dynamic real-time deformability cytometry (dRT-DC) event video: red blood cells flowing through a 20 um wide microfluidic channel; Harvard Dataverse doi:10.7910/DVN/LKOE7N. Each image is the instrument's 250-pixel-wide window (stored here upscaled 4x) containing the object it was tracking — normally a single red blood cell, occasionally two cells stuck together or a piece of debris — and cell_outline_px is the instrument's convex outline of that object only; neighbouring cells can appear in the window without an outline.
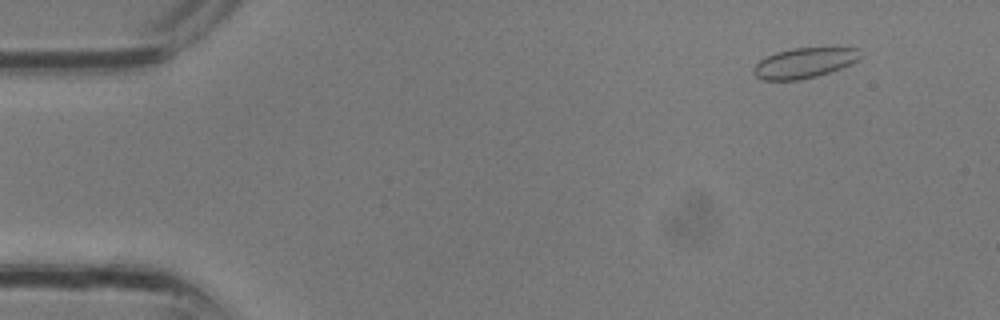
{"species": "common noctule bat (a hibernating species)", "species_latin": "Nyctalus noctula", "temperature_condition": "room temperature", "stored_images_in_passage": 32, "camera_frame_rate_fps": 3000, "um_per_image_px": 0.085, "animal": {"sex": "male", "body_mass_g": 13.3}, "frame": {"image": 1, "passage_image": 3, "time_ms": 0.667, "image_size_px": [1000, 320], "cell_outline_px": [[860, 56], [856, 60], [840, 68], [816, 76], [800, 80], [764, 80], [756, 76], [752, 72], [752, 68], [760, 60], [776, 52], [792, 48], [856, 48]], "centroid_in_image_um": [68.28, 5.36], "position_along_channel_um": 16.7, "area_um2": 18.38}}
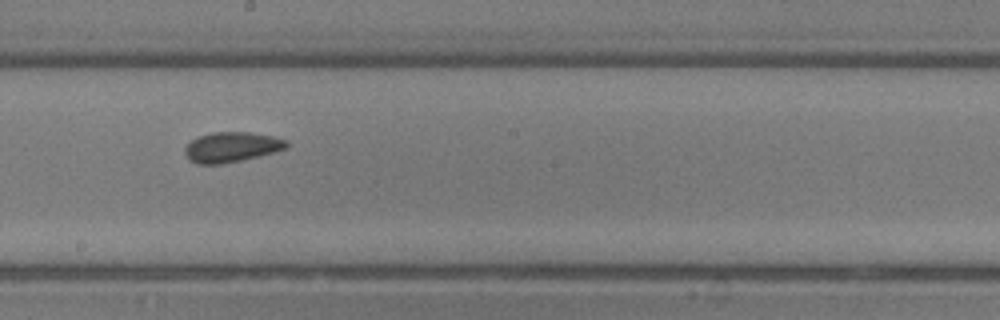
{"frame": {"image": 2, "passage_image": 18, "time_ms": 5.667, "image_size_px": [1000, 320], "cell_outline_px": [[288, 148], [240, 160], [220, 164], [196, 164], [188, 160], [184, 152], [184, 148], [192, 140], [200, 136], [212, 132], [248, 132], [272, 136], [288, 140]], "centroid_in_image_um": [19.66, 12.5], "position_along_channel_um": 228.5, "area_um2": 17.69}}
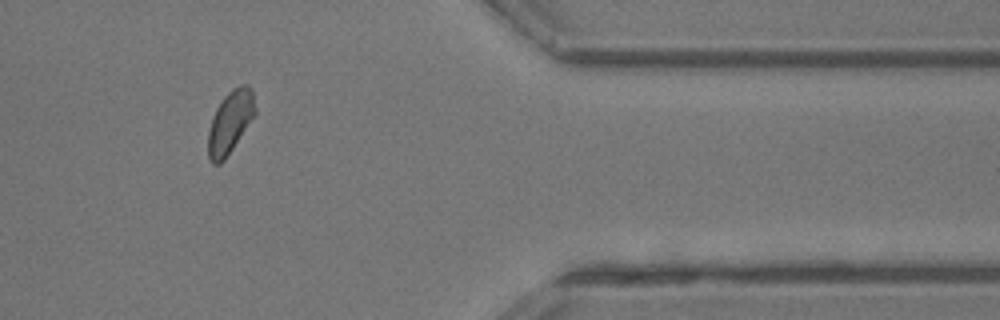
{"frame": {"image": 3, "passage_image": 27, "time_ms": 8.667, "image_size_px": [1000, 320], "cell_outline_px": [[256, 112], [224, 160], [220, 164], [212, 164], [208, 160], [208, 132], [212, 116], [216, 108], [224, 96], [232, 88], [240, 84], [248, 84], [252, 92], [256, 108]], "centroid_in_image_um": [19.53, 10.36], "position_along_channel_um": 391.9, "area_um2": 16.99}}